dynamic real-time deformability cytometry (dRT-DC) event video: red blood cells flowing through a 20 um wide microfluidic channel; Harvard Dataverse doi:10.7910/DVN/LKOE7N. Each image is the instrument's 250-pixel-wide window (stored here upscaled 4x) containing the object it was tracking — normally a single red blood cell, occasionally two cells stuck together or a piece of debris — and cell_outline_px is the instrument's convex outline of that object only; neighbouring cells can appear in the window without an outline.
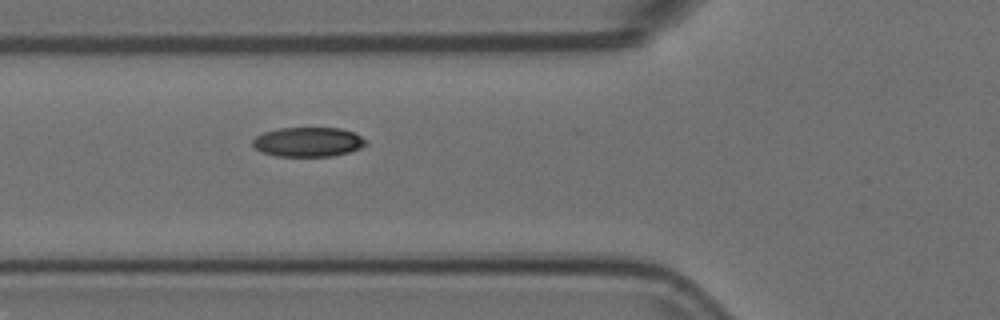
{"species": "Egyptian fruit bat (a non-hibernating species)", "species_latin": "Rousettus aegyptiacus", "temperature_condition": "room temperature", "stored_images_in_passage": 7, "camera_frame_rate_fps": 3000, "um_per_image_px": 0.085, "animal": {"sex": "female"}, "frame": {"image": 1, "passage_image": 7, "time_ms": 2.0, "image_size_px": [1000, 320], "cell_outline_px": [[368, 144], [360, 148], [348, 152], [332, 156], [276, 156], [260, 152], [252, 144], [252, 140], [256, 136], [264, 132], [280, 128], [340, 128], [356, 132], [368, 140]], "centroid_in_image_um": [26.22, 12.06], "position_along_channel_um": 99.6, "area_um2": 19.65}}